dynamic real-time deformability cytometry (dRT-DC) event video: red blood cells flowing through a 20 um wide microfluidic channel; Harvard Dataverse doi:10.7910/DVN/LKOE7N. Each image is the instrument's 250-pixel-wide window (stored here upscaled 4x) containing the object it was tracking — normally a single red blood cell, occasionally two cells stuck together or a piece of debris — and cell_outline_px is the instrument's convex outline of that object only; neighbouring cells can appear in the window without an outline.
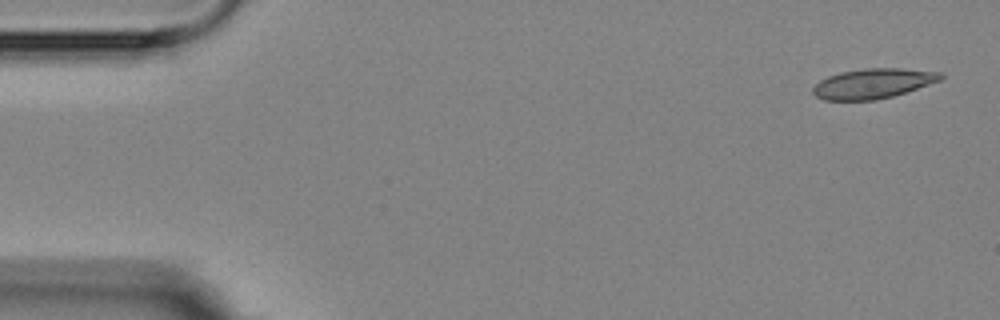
{"species": "Egyptian fruit bat (a non-hibernating species)", "species_latin": "Rousettus aegyptiacus", "temperature_condition": "room temperature", "stored_images_in_passage": 4, "camera_frame_rate_fps": 3000, "um_per_image_px": 0.085, "animal": {"sex": "female"}, "frame": {"image": 1, "passage_image": 1, "time_ms": 0.0, "image_size_px": [1000, 320], "cell_outline_px": [[944, 76], [940, 80], [892, 96], [876, 100], [824, 100], [816, 96], [812, 92], [812, 88], [820, 80], [828, 76], [840, 72], [864, 68], [900, 68], [940, 72]], "centroid_in_image_um": [74.16, 7.09], "position_along_channel_um": 10.8, "area_um2": 22.08}}